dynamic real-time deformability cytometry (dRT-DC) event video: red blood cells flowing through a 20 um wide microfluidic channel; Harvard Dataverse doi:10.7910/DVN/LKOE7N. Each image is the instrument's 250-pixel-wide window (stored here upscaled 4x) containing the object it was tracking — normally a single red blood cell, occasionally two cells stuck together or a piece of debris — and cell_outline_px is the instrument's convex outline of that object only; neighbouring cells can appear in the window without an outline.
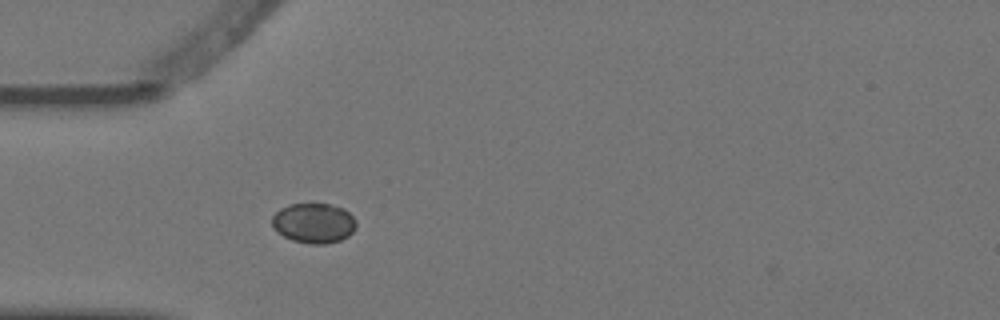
{"species": "Egyptian fruit bat (a non-hibernating species)", "species_latin": "Rousettus aegyptiacus", "temperature_condition": "warm", "stored_images_in_passage": 1, "camera_frame_rate_fps": 3000, "um_per_image_px": 0.085, "animal": {"sex": "female"}, "frame": {"image": 1, "passage_image": 1, "time_ms": 0.0, "image_size_px": [1000, 320], "cell_outline_px": [[356, 228], [348, 236], [340, 240], [324, 244], [308, 244], [292, 240], [284, 236], [272, 228], [272, 216], [280, 208], [292, 204], [328, 204], [344, 208], [356, 220]], "centroid_in_image_um": [26.67, 18.97], "position_along_channel_um": 58.3, "area_um2": 19.65}}